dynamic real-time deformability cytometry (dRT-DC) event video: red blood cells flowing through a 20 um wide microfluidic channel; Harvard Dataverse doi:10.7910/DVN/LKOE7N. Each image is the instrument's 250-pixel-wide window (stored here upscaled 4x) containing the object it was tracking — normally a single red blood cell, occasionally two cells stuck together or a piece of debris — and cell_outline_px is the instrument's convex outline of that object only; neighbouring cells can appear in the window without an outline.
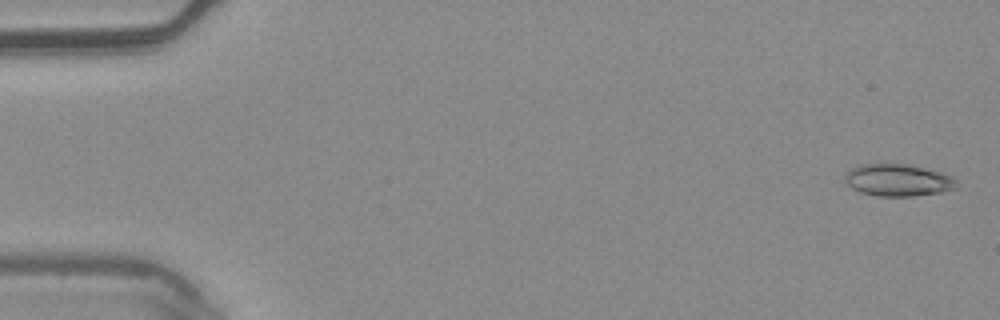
{"species": "common noctule bat (a hibernating species)", "species_latin": "Nyctalus noctula", "temperature_condition": "warm", "stored_images_in_passage": 6, "camera_frame_rate_fps": 3000, "um_per_image_px": 0.085, "animal": {"sex": "male", "body_mass_g": 20.4}, "frame": {"image": 1, "passage_image": 1, "time_ms": 0.0, "image_size_px": [1000, 320], "cell_outline_px": [[956, 188], [940, 192], [912, 196], [876, 196], [860, 192], [852, 188], [844, 180], [844, 176], [852, 168], [860, 164], [908, 164], [940, 172], [952, 176], [956, 180]], "centroid_in_image_um": [76.31, 15.31], "position_along_channel_um": 8.7, "area_um2": 20.75}}
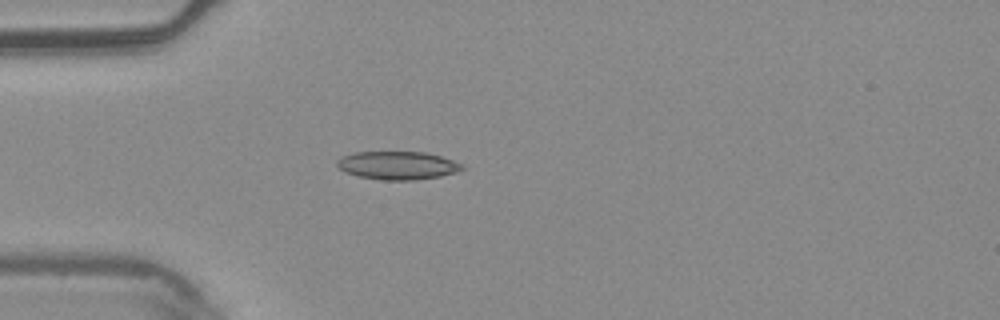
{"frame": {"image": 2, "passage_image": 5, "time_ms": 1.333, "image_size_px": [1000, 320], "cell_outline_px": [[464, 168], [456, 172], [440, 176], [416, 180], [384, 180], [360, 176], [344, 172], [336, 164], [336, 160], [340, 156], [356, 152], [424, 152], [440, 156], [452, 160], [460, 164]], "centroid_in_image_um": [33.75, 14.06], "position_along_channel_um": 51.2, "area_um2": 20.4}}